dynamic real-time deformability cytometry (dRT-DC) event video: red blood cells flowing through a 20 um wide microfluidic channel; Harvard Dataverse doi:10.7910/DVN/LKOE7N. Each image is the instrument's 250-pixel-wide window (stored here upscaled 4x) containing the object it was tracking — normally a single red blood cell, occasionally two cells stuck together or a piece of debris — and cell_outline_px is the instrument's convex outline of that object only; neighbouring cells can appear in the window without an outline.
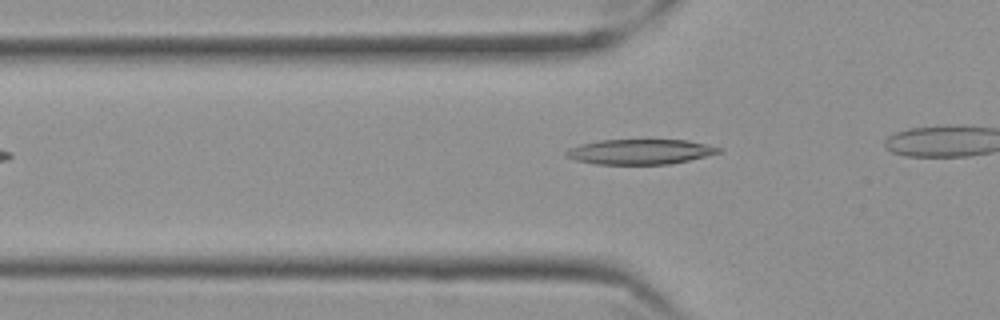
{"species": "Egyptian fruit bat (a non-hibernating species)", "species_latin": "Rousettus aegyptiacus", "temperature_condition": "cold", "stored_images_in_passage": 9, "camera_frame_rate_fps": 3000, "um_per_image_px": 0.085, "frame": {"image": 1, "passage_image": 3, "time_ms": 0.667, "image_size_px": [1000, 320], "cell_outline_px": [[724, 148], [720, 152], [688, 160], [668, 164], [596, 164], [576, 160], [564, 156], [564, 152], [568, 148], [580, 144], [600, 140], [688, 140]], "centroid_in_image_um": [54.37, 12.89], "position_along_channel_um": 71.4, "area_um2": 22.25}}
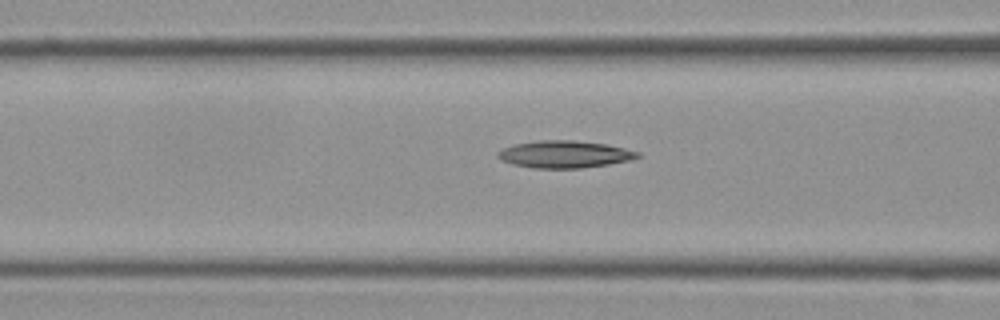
{"frame": {"image": 2, "passage_image": 7, "time_ms": 2.0, "image_size_px": [1000, 320], "cell_outline_px": [[640, 156], [628, 160], [608, 164], [580, 168], [532, 168], [512, 164], [500, 160], [496, 156], [496, 152], [504, 148], [516, 144], [540, 140], [572, 140], [604, 144], [624, 148], [640, 152]], "centroid_in_image_um": [47.94, 13.12], "position_along_channel_um": 118.7, "area_um2": 21.96}}